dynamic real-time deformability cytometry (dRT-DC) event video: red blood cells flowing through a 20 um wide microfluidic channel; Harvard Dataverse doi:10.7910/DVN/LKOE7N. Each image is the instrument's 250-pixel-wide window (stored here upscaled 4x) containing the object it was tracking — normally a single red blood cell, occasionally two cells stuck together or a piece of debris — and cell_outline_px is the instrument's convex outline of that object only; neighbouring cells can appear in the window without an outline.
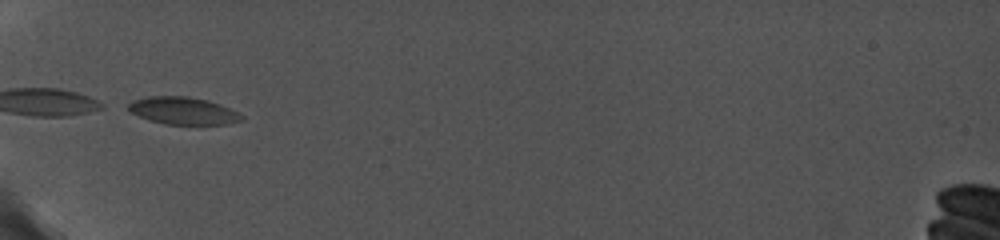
{"species": "common noctule bat (a hibernating species)", "species_latin": "Nyctalus noctula", "temperature_condition": "cold", "stored_images_in_passage": 4, "camera_frame_rate_fps": 5000, "um_per_image_px": 0.085, "animal": {"sex": "female", "body_mass_g": 19.0, "forearm_length_mm": 56.7}, "frame": {"image": 1, "passage_image": 1, "time_ms": 0.0, "image_size_px": [1000, 240], "cell_outline_px": [[244, 120], [228, 124], [164, 124], [148, 120], [132, 112], [128, 108], [128, 104], [132, 100], [148, 96], [188, 96], [208, 100], [220, 104], [244, 116]], "centroid_in_image_um": [15.56, 9.41], "position_along_channel_um": 69.4, "area_um2": 18.03}}